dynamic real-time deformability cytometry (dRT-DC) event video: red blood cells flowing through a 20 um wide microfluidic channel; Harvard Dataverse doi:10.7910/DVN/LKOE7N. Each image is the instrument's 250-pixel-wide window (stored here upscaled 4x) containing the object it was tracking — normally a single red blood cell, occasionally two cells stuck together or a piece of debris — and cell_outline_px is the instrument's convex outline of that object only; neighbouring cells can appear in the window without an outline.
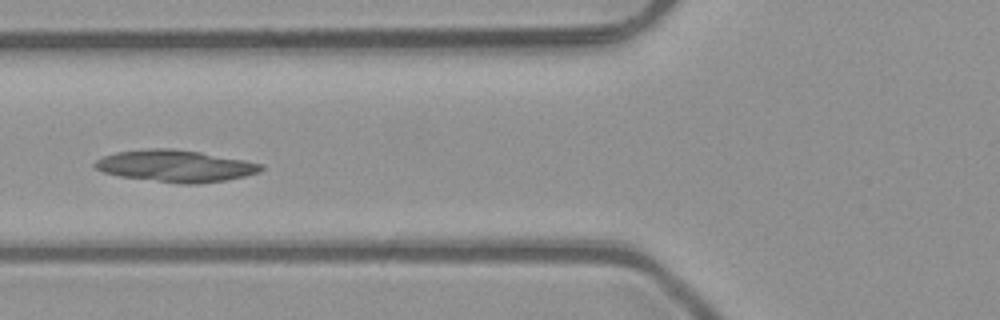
{"species": "common noctule bat (a hibernating species)", "species_latin": "Nyctalus noctula", "temperature_condition": "room temperature", "stored_images_in_passage": 5, "camera_frame_rate_fps": 3000, "um_per_image_px": 0.085, "animal": {"sex": "male", "body_mass_g": 23.1, "forearm_length_mm": 52.7}, "frame": {"image": 1, "passage_image": 5, "time_ms": 1.333, "image_size_px": [1000, 320], "cell_outline_px": [[264, 168], [260, 172], [244, 176], [224, 180], [200, 184], [180, 184], [120, 176], [104, 172], [96, 168], [92, 164], [96, 160], [104, 156], [116, 152], [148, 148], [172, 148], [200, 152], [244, 160], [264, 164]], "centroid_in_image_um": [14.92, 14.1], "position_along_channel_um": 110.9, "area_um2": 30.81}}